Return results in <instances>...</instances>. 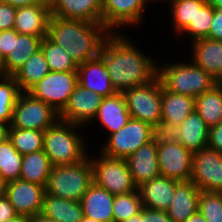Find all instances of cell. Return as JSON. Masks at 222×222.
Returning a JSON list of instances; mask_svg holds the SVG:
<instances>
[{"label": "cell", "instance_id": "obj_18", "mask_svg": "<svg viewBox=\"0 0 222 222\" xmlns=\"http://www.w3.org/2000/svg\"><path fill=\"white\" fill-rule=\"evenodd\" d=\"M50 16L51 4H38L16 8L14 29L19 34L45 38L48 36Z\"/></svg>", "mask_w": 222, "mask_h": 222}, {"label": "cell", "instance_id": "obj_39", "mask_svg": "<svg viewBox=\"0 0 222 222\" xmlns=\"http://www.w3.org/2000/svg\"><path fill=\"white\" fill-rule=\"evenodd\" d=\"M198 212L206 222H222V193L201 191Z\"/></svg>", "mask_w": 222, "mask_h": 222}, {"label": "cell", "instance_id": "obj_17", "mask_svg": "<svg viewBox=\"0 0 222 222\" xmlns=\"http://www.w3.org/2000/svg\"><path fill=\"white\" fill-rule=\"evenodd\" d=\"M77 74L78 84L84 89L94 91L103 98L117 93L111 84L104 62L99 56L78 65Z\"/></svg>", "mask_w": 222, "mask_h": 222}, {"label": "cell", "instance_id": "obj_30", "mask_svg": "<svg viewBox=\"0 0 222 222\" xmlns=\"http://www.w3.org/2000/svg\"><path fill=\"white\" fill-rule=\"evenodd\" d=\"M195 111L209 128L222 121V83L195 98Z\"/></svg>", "mask_w": 222, "mask_h": 222}, {"label": "cell", "instance_id": "obj_32", "mask_svg": "<svg viewBox=\"0 0 222 222\" xmlns=\"http://www.w3.org/2000/svg\"><path fill=\"white\" fill-rule=\"evenodd\" d=\"M41 49L45 55L50 71H77L78 64L68 55L65 49L54 43L48 36L43 38Z\"/></svg>", "mask_w": 222, "mask_h": 222}, {"label": "cell", "instance_id": "obj_49", "mask_svg": "<svg viewBox=\"0 0 222 222\" xmlns=\"http://www.w3.org/2000/svg\"><path fill=\"white\" fill-rule=\"evenodd\" d=\"M184 222H206L205 218L200 212L194 213L192 216H190L186 221Z\"/></svg>", "mask_w": 222, "mask_h": 222}, {"label": "cell", "instance_id": "obj_38", "mask_svg": "<svg viewBox=\"0 0 222 222\" xmlns=\"http://www.w3.org/2000/svg\"><path fill=\"white\" fill-rule=\"evenodd\" d=\"M206 0H174L171 3L173 27L179 34L190 22H193L196 9H199Z\"/></svg>", "mask_w": 222, "mask_h": 222}, {"label": "cell", "instance_id": "obj_29", "mask_svg": "<svg viewBox=\"0 0 222 222\" xmlns=\"http://www.w3.org/2000/svg\"><path fill=\"white\" fill-rule=\"evenodd\" d=\"M53 164L43 150L22 156L19 179L39 184L46 188Z\"/></svg>", "mask_w": 222, "mask_h": 222}, {"label": "cell", "instance_id": "obj_52", "mask_svg": "<svg viewBox=\"0 0 222 222\" xmlns=\"http://www.w3.org/2000/svg\"><path fill=\"white\" fill-rule=\"evenodd\" d=\"M214 9H222V0H206Z\"/></svg>", "mask_w": 222, "mask_h": 222}, {"label": "cell", "instance_id": "obj_1", "mask_svg": "<svg viewBox=\"0 0 222 222\" xmlns=\"http://www.w3.org/2000/svg\"><path fill=\"white\" fill-rule=\"evenodd\" d=\"M127 38L123 33L110 32L99 52L111 84L118 93L149 83L158 74L157 63Z\"/></svg>", "mask_w": 222, "mask_h": 222}, {"label": "cell", "instance_id": "obj_34", "mask_svg": "<svg viewBox=\"0 0 222 222\" xmlns=\"http://www.w3.org/2000/svg\"><path fill=\"white\" fill-rule=\"evenodd\" d=\"M22 91L13 76L0 78V122L11 124L12 114L17 99Z\"/></svg>", "mask_w": 222, "mask_h": 222}, {"label": "cell", "instance_id": "obj_23", "mask_svg": "<svg viewBox=\"0 0 222 222\" xmlns=\"http://www.w3.org/2000/svg\"><path fill=\"white\" fill-rule=\"evenodd\" d=\"M200 189L192 181L179 182L167 213L174 222H184L198 211Z\"/></svg>", "mask_w": 222, "mask_h": 222}, {"label": "cell", "instance_id": "obj_36", "mask_svg": "<svg viewBox=\"0 0 222 222\" xmlns=\"http://www.w3.org/2000/svg\"><path fill=\"white\" fill-rule=\"evenodd\" d=\"M113 222H123L140 213L143 204L138 189L127 194L115 195Z\"/></svg>", "mask_w": 222, "mask_h": 222}, {"label": "cell", "instance_id": "obj_35", "mask_svg": "<svg viewBox=\"0 0 222 222\" xmlns=\"http://www.w3.org/2000/svg\"><path fill=\"white\" fill-rule=\"evenodd\" d=\"M22 156L13 147L9 138L0 144V175L7 182L19 179Z\"/></svg>", "mask_w": 222, "mask_h": 222}, {"label": "cell", "instance_id": "obj_42", "mask_svg": "<svg viewBox=\"0 0 222 222\" xmlns=\"http://www.w3.org/2000/svg\"><path fill=\"white\" fill-rule=\"evenodd\" d=\"M143 222H174L169 218L167 211L154 210L142 207Z\"/></svg>", "mask_w": 222, "mask_h": 222}, {"label": "cell", "instance_id": "obj_2", "mask_svg": "<svg viewBox=\"0 0 222 222\" xmlns=\"http://www.w3.org/2000/svg\"><path fill=\"white\" fill-rule=\"evenodd\" d=\"M110 31L102 23L50 16L48 37L78 64L99 56Z\"/></svg>", "mask_w": 222, "mask_h": 222}, {"label": "cell", "instance_id": "obj_51", "mask_svg": "<svg viewBox=\"0 0 222 222\" xmlns=\"http://www.w3.org/2000/svg\"><path fill=\"white\" fill-rule=\"evenodd\" d=\"M7 181L0 175V197L6 194Z\"/></svg>", "mask_w": 222, "mask_h": 222}, {"label": "cell", "instance_id": "obj_44", "mask_svg": "<svg viewBox=\"0 0 222 222\" xmlns=\"http://www.w3.org/2000/svg\"><path fill=\"white\" fill-rule=\"evenodd\" d=\"M207 38L222 41V9H214L213 21Z\"/></svg>", "mask_w": 222, "mask_h": 222}, {"label": "cell", "instance_id": "obj_10", "mask_svg": "<svg viewBox=\"0 0 222 222\" xmlns=\"http://www.w3.org/2000/svg\"><path fill=\"white\" fill-rule=\"evenodd\" d=\"M150 128V124L131 117L125 126L109 135L104 145H101L100 153L107 157L126 159L149 142Z\"/></svg>", "mask_w": 222, "mask_h": 222}, {"label": "cell", "instance_id": "obj_53", "mask_svg": "<svg viewBox=\"0 0 222 222\" xmlns=\"http://www.w3.org/2000/svg\"><path fill=\"white\" fill-rule=\"evenodd\" d=\"M123 222H143L142 219V209L140 211V213H138L137 215L132 216L131 218L123 221Z\"/></svg>", "mask_w": 222, "mask_h": 222}, {"label": "cell", "instance_id": "obj_41", "mask_svg": "<svg viewBox=\"0 0 222 222\" xmlns=\"http://www.w3.org/2000/svg\"><path fill=\"white\" fill-rule=\"evenodd\" d=\"M16 8L0 2V31L14 29Z\"/></svg>", "mask_w": 222, "mask_h": 222}, {"label": "cell", "instance_id": "obj_14", "mask_svg": "<svg viewBox=\"0 0 222 222\" xmlns=\"http://www.w3.org/2000/svg\"><path fill=\"white\" fill-rule=\"evenodd\" d=\"M45 193L44 186L17 179L7 182L5 196L18 215L28 217L42 213Z\"/></svg>", "mask_w": 222, "mask_h": 222}, {"label": "cell", "instance_id": "obj_55", "mask_svg": "<svg viewBox=\"0 0 222 222\" xmlns=\"http://www.w3.org/2000/svg\"><path fill=\"white\" fill-rule=\"evenodd\" d=\"M81 222H98V221L84 216Z\"/></svg>", "mask_w": 222, "mask_h": 222}, {"label": "cell", "instance_id": "obj_15", "mask_svg": "<svg viewBox=\"0 0 222 222\" xmlns=\"http://www.w3.org/2000/svg\"><path fill=\"white\" fill-rule=\"evenodd\" d=\"M147 0H102V24L110 31L140 23Z\"/></svg>", "mask_w": 222, "mask_h": 222}, {"label": "cell", "instance_id": "obj_31", "mask_svg": "<svg viewBox=\"0 0 222 222\" xmlns=\"http://www.w3.org/2000/svg\"><path fill=\"white\" fill-rule=\"evenodd\" d=\"M50 72L42 49L34 53L13 75L21 91H28Z\"/></svg>", "mask_w": 222, "mask_h": 222}, {"label": "cell", "instance_id": "obj_3", "mask_svg": "<svg viewBox=\"0 0 222 222\" xmlns=\"http://www.w3.org/2000/svg\"><path fill=\"white\" fill-rule=\"evenodd\" d=\"M77 127L81 126L58 120L44 130L43 151L53 166L76 164L88 156L83 137L75 131Z\"/></svg>", "mask_w": 222, "mask_h": 222}, {"label": "cell", "instance_id": "obj_46", "mask_svg": "<svg viewBox=\"0 0 222 222\" xmlns=\"http://www.w3.org/2000/svg\"><path fill=\"white\" fill-rule=\"evenodd\" d=\"M0 2L9 4L14 8H20L24 6H34L38 4H51L50 0H0Z\"/></svg>", "mask_w": 222, "mask_h": 222}, {"label": "cell", "instance_id": "obj_16", "mask_svg": "<svg viewBox=\"0 0 222 222\" xmlns=\"http://www.w3.org/2000/svg\"><path fill=\"white\" fill-rule=\"evenodd\" d=\"M102 100V96L78 84L70 95L68 104L59 114V120L85 127V124L94 120Z\"/></svg>", "mask_w": 222, "mask_h": 222}, {"label": "cell", "instance_id": "obj_4", "mask_svg": "<svg viewBox=\"0 0 222 222\" xmlns=\"http://www.w3.org/2000/svg\"><path fill=\"white\" fill-rule=\"evenodd\" d=\"M163 87L170 92L196 98L218 83L210 74L191 63H164L158 65V74Z\"/></svg>", "mask_w": 222, "mask_h": 222}, {"label": "cell", "instance_id": "obj_20", "mask_svg": "<svg viewBox=\"0 0 222 222\" xmlns=\"http://www.w3.org/2000/svg\"><path fill=\"white\" fill-rule=\"evenodd\" d=\"M179 181L158 176L137 187L144 207L167 211Z\"/></svg>", "mask_w": 222, "mask_h": 222}, {"label": "cell", "instance_id": "obj_37", "mask_svg": "<svg viewBox=\"0 0 222 222\" xmlns=\"http://www.w3.org/2000/svg\"><path fill=\"white\" fill-rule=\"evenodd\" d=\"M213 14L214 8L205 2L199 9H196L193 22H190L179 34L190 35L191 42L199 38H207L213 21Z\"/></svg>", "mask_w": 222, "mask_h": 222}, {"label": "cell", "instance_id": "obj_9", "mask_svg": "<svg viewBox=\"0 0 222 222\" xmlns=\"http://www.w3.org/2000/svg\"><path fill=\"white\" fill-rule=\"evenodd\" d=\"M78 85L77 71H50L27 92L42 100L59 114L68 104L70 95Z\"/></svg>", "mask_w": 222, "mask_h": 222}, {"label": "cell", "instance_id": "obj_19", "mask_svg": "<svg viewBox=\"0 0 222 222\" xmlns=\"http://www.w3.org/2000/svg\"><path fill=\"white\" fill-rule=\"evenodd\" d=\"M50 3L52 16L102 23V0H50Z\"/></svg>", "mask_w": 222, "mask_h": 222}, {"label": "cell", "instance_id": "obj_54", "mask_svg": "<svg viewBox=\"0 0 222 222\" xmlns=\"http://www.w3.org/2000/svg\"><path fill=\"white\" fill-rule=\"evenodd\" d=\"M6 222H28V217L24 215H17L15 218L10 219Z\"/></svg>", "mask_w": 222, "mask_h": 222}, {"label": "cell", "instance_id": "obj_24", "mask_svg": "<svg viewBox=\"0 0 222 222\" xmlns=\"http://www.w3.org/2000/svg\"><path fill=\"white\" fill-rule=\"evenodd\" d=\"M114 197L108 190L92 183L80 201L84 216L98 222H113Z\"/></svg>", "mask_w": 222, "mask_h": 222}, {"label": "cell", "instance_id": "obj_45", "mask_svg": "<svg viewBox=\"0 0 222 222\" xmlns=\"http://www.w3.org/2000/svg\"><path fill=\"white\" fill-rule=\"evenodd\" d=\"M17 215L8 198L6 196L0 197V222H6Z\"/></svg>", "mask_w": 222, "mask_h": 222}, {"label": "cell", "instance_id": "obj_27", "mask_svg": "<svg viewBox=\"0 0 222 222\" xmlns=\"http://www.w3.org/2000/svg\"><path fill=\"white\" fill-rule=\"evenodd\" d=\"M42 214L53 222H81L84 213L80 201L45 194Z\"/></svg>", "mask_w": 222, "mask_h": 222}, {"label": "cell", "instance_id": "obj_40", "mask_svg": "<svg viewBox=\"0 0 222 222\" xmlns=\"http://www.w3.org/2000/svg\"><path fill=\"white\" fill-rule=\"evenodd\" d=\"M179 139V128L166 120H160L156 125L151 126L149 142L154 146H162L167 143L177 142Z\"/></svg>", "mask_w": 222, "mask_h": 222}, {"label": "cell", "instance_id": "obj_12", "mask_svg": "<svg viewBox=\"0 0 222 222\" xmlns=\"http://www.w3.org/2000/svg\"><path fill=\"white\" fill-rule=\"evenodd\" d=\"M190 181L200 191L222 193V153L209 147L194 152Z\"/></svg>", "mask_w": 222, "mask_h": 222}, {"label": "cell", "instance_id": "obj_48", "mask_svg": "<svg viewBox=\"0 0 222 222\" xmlns=\"http://www.w3.org/2000/svg\"><path fill=\"white\" fill-rule=\"evenodd\" d=\"M9 125L0 122V144L8 138Z\"/></svg>", "mask_w": 222, "mask_h": 222}, {"label": "cell", "instance_id": "obj_26", "mask_svg": "<svg viewBox=\"0 0 222 222\" xmlns=\"http://www.w3.org/2000/svg\"><path fill=\"white\" fill-rule=\"evenodd\" d=\"M179 139L186 149L192 153L207 147L209 127L194 110L179 126Z\"/></svg>", "mask_w": 222, "mask_h": 222}, {"label": "cell", "instance_id": "obj_7", "mask_svg": "<svg viewBox=\"0 0 222 222\" xmlns=\"http://www.w3.org/2000/svg\"><path fill=\"white\" fill-rule=\"evenodd\" d=\"M93 183L113 195L127 194L137 190L125 159L112 158L102 153L97 159L90 158Z\"/></svg>", "mask_w": 222, "mask_h": 222}, {"label": "cell", "instance_id": "obj_13", "mask_svg": "<svg viewBox=\"0 0 222 222\" xmlns=\"http://www.w3.org/2000/svg\"><path fill=\"white\" fill-rule=\"evenodd\" d=\"M193 153L179 142H171L157 148L158 167L161 176L179 182L190 181Z\"/></svg>", "mask_w": 222, "mask_h": 222}, {"label": "cell", "instance_id": "obj_43", "mask_svg": "<svg viewBox=\"0 0 222 222\" xmlns=\"http://www.w3.org/2000/svg\"><path fill=\"white\" fill-rule=\"evenodd\" d=\"M207 147L222 153V121L209 128Z\"/></svg>", "mask_w": 222, "mask_h": 222}, {"label": "cell", "instance_id": "obj_25", "mask_svg": "<svg viewBox=\"0 0 222 222\" xmlns=\"http://www.w3.org/2000/svg\"><path fill=\"white\" fill-rule=\"evenodd\" d=\"M131 116L127 109L126 99L123 93H116L113 96L105 97L94 117L113 134L125 126Z\"/></svg>", "mask_w": 222, "mask_h": 222}, {"label": "cell", "instance_id": "obj_8", "mask_svg": "<svg viewBox=\"0 0 222 222\" xmlns=\"http://www.w3.org/2000/svg\"><path fill=\"white\" fill-rule=\"evenodd\" d=\"M59 120V113L42 100L22 91L13 109L9 128L44 131Z\"/></svg>", "mask_w": 222, "mask_h": 222}, {"label": "cell", "instance_id": "obj_50", "mask_svg": "<svg viewBox=\"0 0 222 222\" xmlns=\"http://www.w3.org/2000/svg\"><path fill=\"white\" fill-rule=\"evenodd\" d=\"M7 76L10 75L7 73L4 57L0 53V78Z\"/></svg>", "mask_w": 222, "mask_h": 222}, {"label": "cell", "instance_id": "obj_47", "mask_svg": "<svg viewBox=\"0 0 222 222\" xmlns=\"http://www.w3.org/2000/svg\"><path fill=\"white\" fill-rule=\"evenodd\" d=\"M28 222H53L49 218L45 217L42 213L28 216Z\"/></svg>", "mask_w": 222, "mask_h": 222}, {"label": "cell", "instance_id": "obj_6", "mask_svg": "<svg viewBox=\"0 0 222 222\" xmlns=\"http://www.w3.org/2000/svg\"><path fill=\"white\" fill-rule=\"evenodd\" d=\"M132 118L156 125L162 119V83L157 76L149 83L123 92Z\"/></svg>", "mask_w": 222, "mask_h": 222}, {"label": "cell", "instance_id": "obj_11", "mask_svg": "<svg viewBox=\"0 0 222 222\" xmlns=\"http://www.w3.org/2000/svg\"><path fill=\"white\" fill-rule=\"evenodd\" d=\"M43 38L19 34L15 29L0 31V53L4 57L7 73L13 76L38 50Z\"/></svg>", "mask_w": 222, "mask_h": 222}, {"label": "cell", "instance_id": "obj_33", "mask_svg": "<svg viewBox=\"0 0 222 222\" xmlns=\"http://www.w3.org/2000/svg\"><path fill=\"white\" fill-rule=\"evenodd\" d=\"M8 138L22 155L43 150L44 131L9 128Z\"/></svg>", "mask_w": 222, "mask_h": 222}, {"label": "cell", "instance_id": "obj_5", "mask_svg": "<svg viewBox=\"0 0 222 222\" xmlns=\"http://www.w3.org/2000/svg\"><path fill=\"white\" fill-rule=\"evenodd\" d=\"M92 183L93 173L88 155L83 161L76 164L53 166L45 194L81 201Z\"/></svg>", "mask_w": 222, "mask_h": 222}, {"label": "cell", "instance_id": "obj_21", "mask_svg": "<svg viewBox=\"0 0 222 222\" xmlns=\"http://www.w3.org/2000/svg\"><path fill=\"white\" fill-rule=\"evenodd\" d=\"M191 44L192 62L218 82H222V41L199 38L192 41Z\"/></svg>", "mask_w": 222, "mask_h": 222}, {"label": "cell", "instance_id": "obj_22", "mask_svg": "<svg viewBox=\"0 0 222 222\" xmlns=\"http://www.w3.org/2000/svg\"><path fill=\"white\" fill-rule=\"evenodd\" d=\"M157 148V146L148 142L125 159L133 182L137 187L160 176Z\"/></svg>", "mask_w": 222, "mask_h": 222}, {"label": "cell", "instance_id": "obj_28", "mask_svg": "<svg viewBox=\"0 0 222 222\" xmlns=\"http://www.w3.org/2000/svg\"><path fill=\"white\" fill-rule=\"evenodd\" d=\"M162 119L179 126L194 110L195 98L176 94L162 85Z\"/></svg>", "mask_w": 222, "mask_h": 222}]
</instances>
